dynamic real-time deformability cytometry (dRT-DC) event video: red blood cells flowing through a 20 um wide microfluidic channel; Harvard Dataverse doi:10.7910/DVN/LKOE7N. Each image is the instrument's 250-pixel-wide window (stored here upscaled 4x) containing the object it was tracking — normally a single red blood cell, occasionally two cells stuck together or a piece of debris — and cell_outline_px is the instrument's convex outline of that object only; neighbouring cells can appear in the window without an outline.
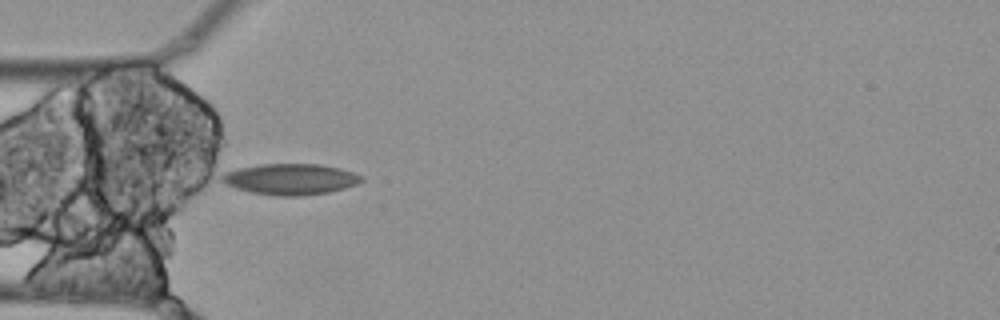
{"species": "Egyptian fruit bat (a non-hibernating species)", "species_latin": "Rousettus aegyptiacus", "temperature_condition": "cold", "stored_images_in_passage": 6, "camera_frame_rate_fps": 3000, "um_per_image_px": 0.085, "animal": {"sex": "female"}, "frame": {"image": 1, "passage_image": 5, "time_ms": 1.333, "image_size_px": [1000, 320], "cell_outline_px": [[364, 180], [356, 184], [344, 188], [328, 192], [300, 196], [276, 196], [252, 192], [236, 188], [224, 184], [220, 180], [220, 176], [224, 172], [236, 168], [260, 164], [320, 164], [340, 168], [364, 176]], "centroid_in_image_um": [24.66, 15.22], "position_along_channel_um": 60.3, "area_um2": 25.37}}